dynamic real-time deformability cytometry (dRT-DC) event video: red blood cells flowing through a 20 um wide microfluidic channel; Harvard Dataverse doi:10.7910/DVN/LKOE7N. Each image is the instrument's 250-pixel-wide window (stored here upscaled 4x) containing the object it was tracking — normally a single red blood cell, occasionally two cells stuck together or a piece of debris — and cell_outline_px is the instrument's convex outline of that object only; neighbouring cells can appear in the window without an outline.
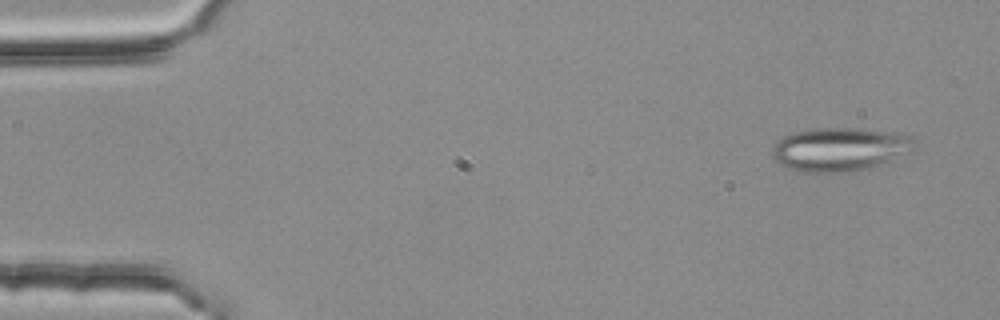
{"species": "common noctule bat (a hibernating species)", "species_latin": "Nyctalus noctula", "temperature_condition": "room temperature", "stored_images_in_passage": 5, "segment_of_instrument_passage": [2, 2], "camera_frame_rate_fps": 3000, "um_per_image_px": 0.085, "animal": {"sex": "female", "body_mass_g": 25.1}, "frame": {"image": 1, "passage_image": 5, "time_ms": 1.333, "image_size_px": [1000, 320], "cell_outline_px": [[916, 152], [888, 164], [848, 172], [804, 172], [780, 164], [772, 156], [772, 148], [784, 136], [792, 132], [816, 128], [860, 128], [908, 136], [916, 140]], "centroid_in_image_um": [71.49, 12.7], "position_along_channel_um": 13.5, "area_um2": 36.53}}